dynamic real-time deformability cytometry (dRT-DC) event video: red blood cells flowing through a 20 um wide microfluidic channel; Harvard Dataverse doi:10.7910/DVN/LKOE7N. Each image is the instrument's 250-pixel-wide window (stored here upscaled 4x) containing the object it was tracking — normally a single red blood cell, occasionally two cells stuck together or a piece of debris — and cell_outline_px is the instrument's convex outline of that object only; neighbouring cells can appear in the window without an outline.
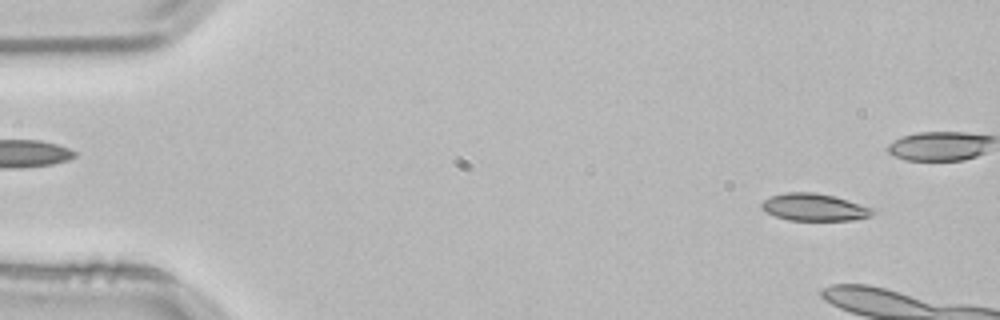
{"species": "common noctule bat (a hibernating species)", "species_latin": "Nyctalus noctula", "temperature_condition": "room temperature", "stored_images_in_passage": 3, "camera_frame_rate_fps": 3000, "um_per_image_px": 0.085, "animal": {"sex": "male", "body_mass_g": 21.5, "forearm_length_mm": 52.0}, "frame": {"image": 1, "passage_image": 1, "time_ms": 0.0, "image_size_px": [1000, 320], "cell_outline_px": [[876, 212], [872, 216], [852, 220], [788, 220], [776, 216], [768, 212], [760, 204], [764, 200], [772, 196], [784, 192], [812, 192], [832, 196], [876, 208]], "centroid_in_image_um": [69.28, 17.62], "position_along_channel_um": 15.7, "area_um2": 17.51}}